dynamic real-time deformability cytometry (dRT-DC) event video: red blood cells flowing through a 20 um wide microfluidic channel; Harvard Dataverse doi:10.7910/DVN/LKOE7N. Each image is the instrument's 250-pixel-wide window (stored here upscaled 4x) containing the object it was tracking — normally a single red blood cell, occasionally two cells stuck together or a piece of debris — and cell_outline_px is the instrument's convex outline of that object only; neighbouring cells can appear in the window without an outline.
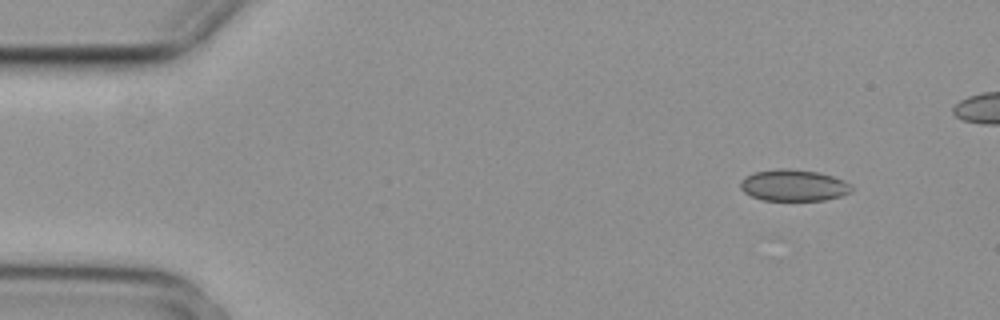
{"species": "common noctule bat (a hibernating species)", "species_latin": "Nyctalus noctula", "temperature_condition": "cold", "stored_images_in_passage": 5, "camera_frame_rate_fps": 3000, "um_per_image_px": 0.085, "animal": {"sex": "female", "body_mass_g": 29.2, "forearm_length_mm": 56.3}, "frame": {"image": 1, "passage_image": 1, "time_ms": 0.0, "image_size_px": [1000, 320], "cell_outline_px": [[852, 192], [840, 196], [824, 200], [764, 200], [752, 196], [744, 192], [740, 188], [740, 180], [744, 176], [756, 172], [780, 168], [788, 168], [816, 172], [832, 176], [844, 180], [852, 184]], "centroid_in_image_um": [67.46, 15.75], "position_along_channel_um": 17.5, "area_um2": 20.4}}